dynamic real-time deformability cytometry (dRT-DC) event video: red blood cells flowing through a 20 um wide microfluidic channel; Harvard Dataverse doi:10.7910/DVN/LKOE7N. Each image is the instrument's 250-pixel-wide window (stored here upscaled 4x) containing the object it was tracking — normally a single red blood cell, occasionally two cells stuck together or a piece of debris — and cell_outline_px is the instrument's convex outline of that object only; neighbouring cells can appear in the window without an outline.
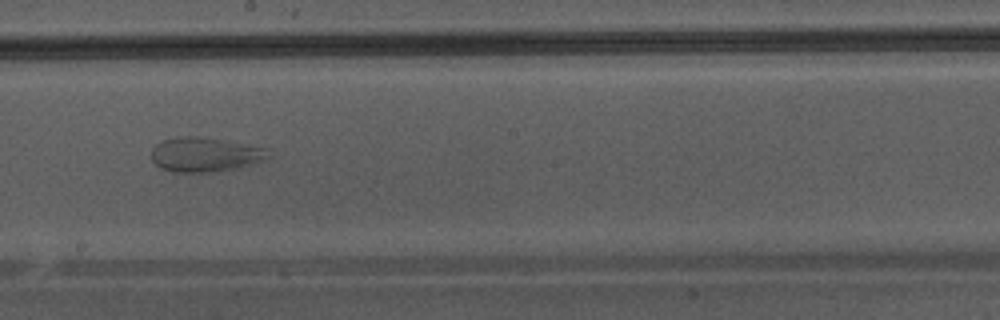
{"species": "Egyptian fruit bat (a non-hibernating species)", "species_latin": "Rousettus aegyptiacus", "temperature_condition": "warm", "stored_images_in_passage": 35, "camera_frame_rate_fps": 3000, "um_per_image_px": 0.085, "animal": {"sex": "male"}, "frame": {"image": 1, "passage_image": 16, "time_ms": 5.0, "image_size_px": [1000, 320], "cell_outline_px": [[272, 156], [268, 160], [256, 164], [240, 168], [220, 172], [172, 172], [160, 168], [152, 160], [152, 148], [160, 140], [180, 136], [196, 136], [268, 148]], "centroid_in_image_um": [17.48, 13.16], "position_along_channel_um": 230.7, "area_um2": 23.99}}